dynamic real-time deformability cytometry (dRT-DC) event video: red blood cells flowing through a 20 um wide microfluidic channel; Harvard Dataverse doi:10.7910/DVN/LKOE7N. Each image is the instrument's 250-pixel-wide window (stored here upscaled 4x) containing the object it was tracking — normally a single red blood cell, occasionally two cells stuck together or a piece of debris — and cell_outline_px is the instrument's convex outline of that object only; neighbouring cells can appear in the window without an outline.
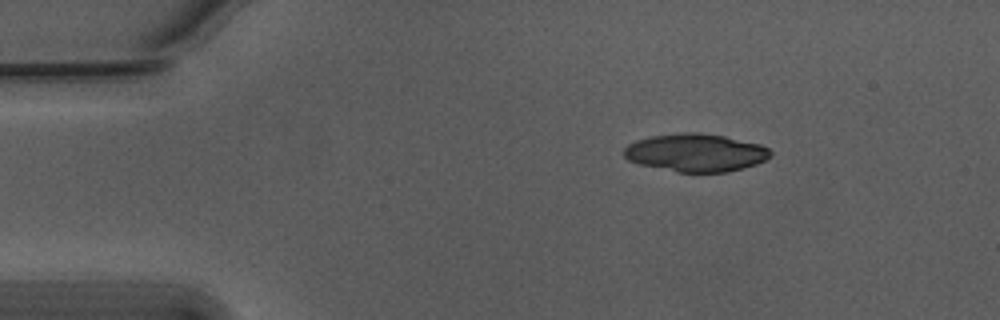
{"species": "Egyptian fruit bat (a non-hibernating species)", "species_latin": "Rousettus aegyptiacus", "temperature_condition": "warm", "stored_images_in_passage": 46, "segment_of_instrument_passage": [1, 2], "camera_frame_rate_fps": 3000, "um_per_image_px": 0.085, "animal": {"sex": "male"}, "frame": {"image": 1, "passage_image": 1, "time_ms": 0.0, "image_size_px": [1000, 320], "cell_outline_px": [[772, 152], [764, 160], [756, 164], [728, 172], [676, 172], [640, 164], [628, 160], [624, 156], [624, 148], [628, 144], [636, 140], [652, 136], [684, 132], [696, 132], [724, 136], [760, 144], [768, 148]], "centroid_in_image_um": [59.12, 12.97], "position_along_channel_um": 25.9, "area_um2": 32.19}}